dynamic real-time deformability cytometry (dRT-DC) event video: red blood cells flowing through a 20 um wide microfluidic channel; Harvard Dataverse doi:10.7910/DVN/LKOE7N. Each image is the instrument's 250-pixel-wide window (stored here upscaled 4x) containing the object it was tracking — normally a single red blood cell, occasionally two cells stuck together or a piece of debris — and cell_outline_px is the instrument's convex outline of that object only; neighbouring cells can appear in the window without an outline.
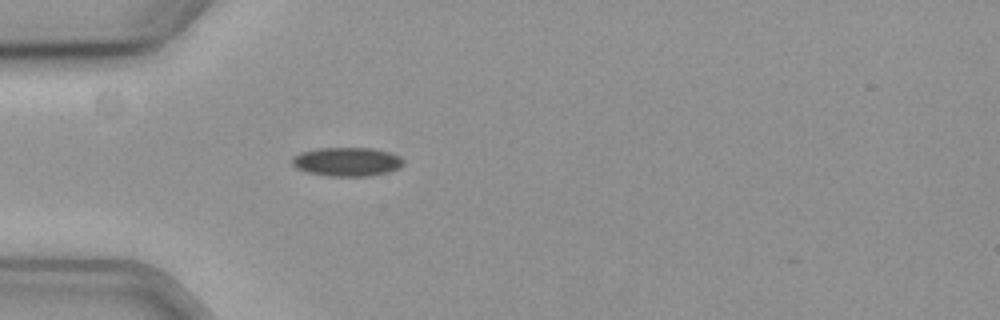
{"species": "common noctule bat (a hibernating species)", "species_latin": "Nyctalus noctula", "temperature_condition": "cold", "stored_images_in_passage": 41, "camera_frame_rate_fps": 3000, "um_per_image_px": 0.085, "animal": {"sex": "female", "body_mass_g": 19.3, "forearm_length_mm": 54.1}, "frame": {"image": 1, "passage_image": 1, "time_ms": 0.0, "image_size_px": [1000, 320], "cell_outline_px": [[404, 164], [400, 168], [388, 172], [372, 176], [328, 176], [308, 172], [296, 168], [292, 164], [292, 156], [300, 152], [320, 148], [372, 148], [388, 152], [400, 156], [404, 160]], "centroid_in_image_um": [29.51, 13.75], "position_along_channel_um": 55.5, "area_um2": 18.84}}
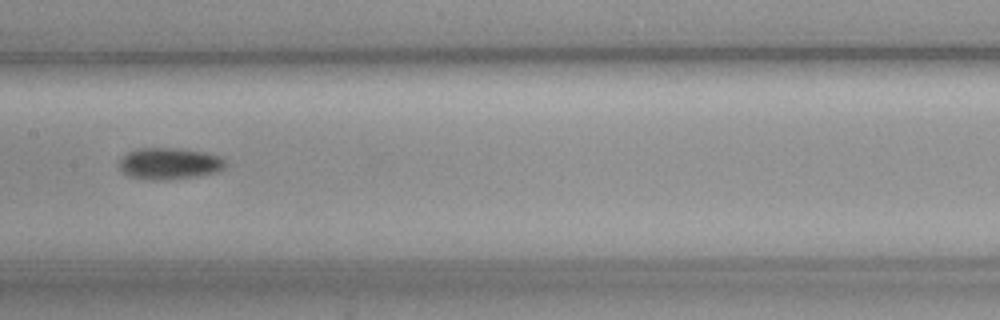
{"frame": {"image": 2, "passage_image": 13, "time_ms": 4.0, "image_size_px": [1000, 320], "cell_outline_px": [[228, 164], [224, 168], [216, 172], [200, 176], [168, 180], [148, 180], [128, 176], [120, 172], [116, 164], [120, 156], [136, 148], [180, 148], [208, 152], [220, 156], [228, 160]], "centroid_in_image_um": [14.37, 13.9], "position_along_channel_um": 193.0, "area_um2": 20.46}}
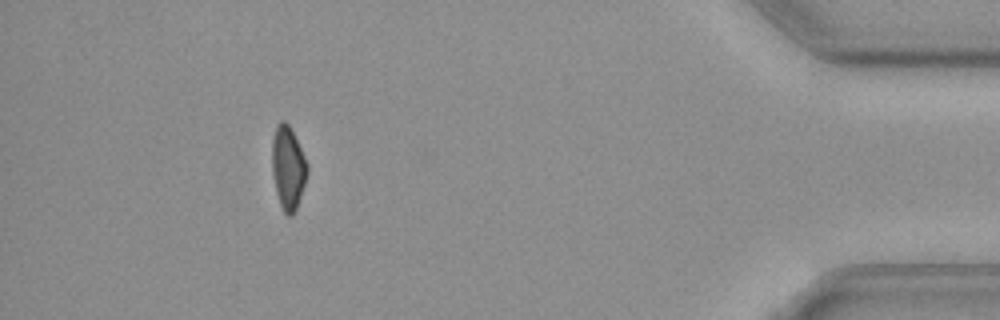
{"frame": {"image": 3, "passage_image": 36, "time_ms": 11.667, "image_size_px": [1000, 320], "cell_outline_px": [[308, 172], [296, 208], [292, 216], [288, 216], [284, 212], [280, 204], [272, 172], [272, 140], [276, 124], [280, 120], [284, 120], [288, 124], [308, 164]], "centroid_in_image_um": [24.47, 14.23], "position_along_channel_um": 410.7, "area_um2": 16.76}}